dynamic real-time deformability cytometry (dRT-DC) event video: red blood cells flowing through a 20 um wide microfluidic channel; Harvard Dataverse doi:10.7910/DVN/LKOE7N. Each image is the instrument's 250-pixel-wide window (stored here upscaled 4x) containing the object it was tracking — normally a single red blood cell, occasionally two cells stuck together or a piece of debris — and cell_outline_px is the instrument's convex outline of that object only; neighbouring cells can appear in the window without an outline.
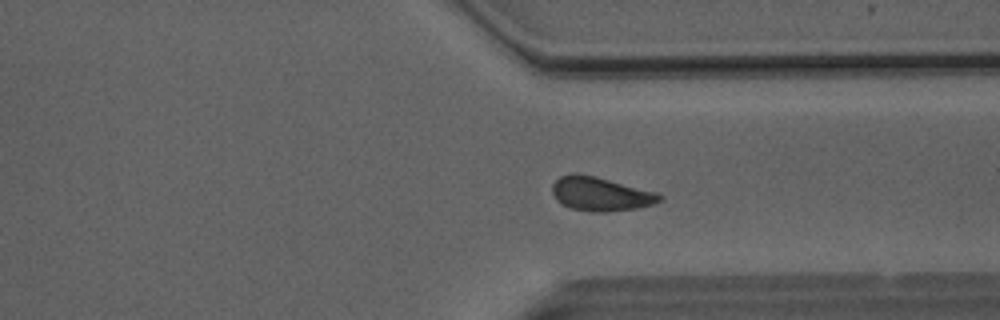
{"species": "Egyptian fruit bat (a non-hibernating species)", "species_latin": "Rousettus aegyptiacus", "temperature_condition": "room temperature", "stored_images_in_passage": 33, "camera_frame_rate_fps": 3000, "um_per_image_px": 0.085, "animal": {"sex": "male"}, "frame": {"image": 1, "passage_image": 20, "time_ms": 6.333, "image_size_px": [1000, 320], "cell_outline_px": [[664, 196], [660, 200], [652, 204], [636, 208], [608, 212], [596, 212], [572, 208], [556, 200], [552, 192], [552, 184], [560, 176], [572, 172], [576, 172], [596, 176], [660, 192]], "centroid_in_image_um": [51.07, 16.46], "position_along_channel_um": 360.3, "area_um2": 21.44}}
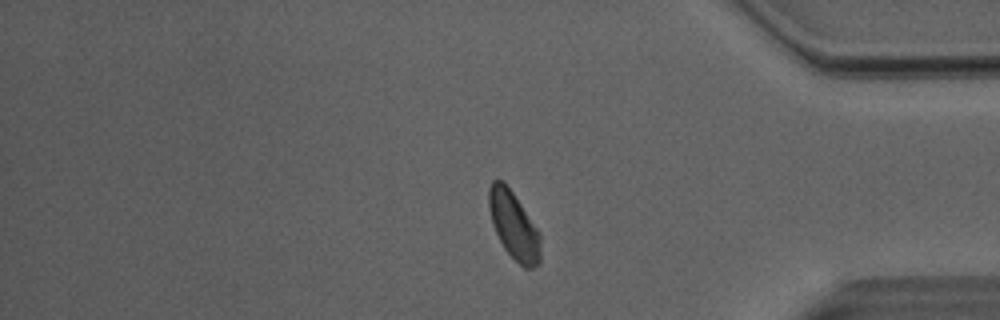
{"frame": {"image": 2, "passage_image": 24, "time_ms": 7.667, "image_size_px": [1000, 320], "cell_outline_px": [[540, 264], [532, 268], [524, 268], [504, 248], [492, 224], [488, 208], [488, 188], [492, 180], [504, 180], [540, 232]], "centroid_in_image_um": [43.66, 19.14], "position_along_channel_um": 391.5, "area_um2": 20.35}, "authors_computed_cell_mechanics": {"area_um2": 20.3456, "velocity_mm_per_s": 4.0271, "shape_relaxation_time_tau1_ms": 2.3051, "shape_relaxation_time_tau2_ms": 1.8433, "deformation_change_tau1": 0.0622, "deformation_change_tau2": 0.0523}}